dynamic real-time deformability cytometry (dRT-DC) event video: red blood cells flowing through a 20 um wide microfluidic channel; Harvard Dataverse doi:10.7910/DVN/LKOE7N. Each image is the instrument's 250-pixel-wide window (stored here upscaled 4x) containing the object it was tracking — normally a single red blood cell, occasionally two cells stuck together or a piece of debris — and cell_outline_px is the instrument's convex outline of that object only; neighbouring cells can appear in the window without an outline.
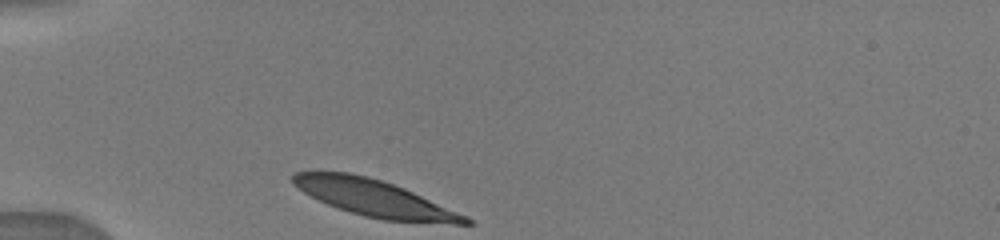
{"species": "human", "species_latin": "Homo sapiens", "temperature_condition": "warm", "stored_images_in_passage": 9, "camera_frame_rate_fps": 3000, "um_per_image_px": 0.085, "donor": {"sex": "male"}, "frame": {"image": 1, "passage_image": 1, "time_ms": 0.0, "image_size_px": [1000, 240], "cell_outline_px": [[476, 224], [456, 224], [384, 220], [364, 216], [328, 204], [304, 192], [292, 184], [292, 176], [296, 172], [348, 172], [368, 176], [404, 188], [468, 216]], "centroid_in_image_um": [31.88, 16.85], "position_along_channel_um": 53.1, "area_um2": 36.36}}
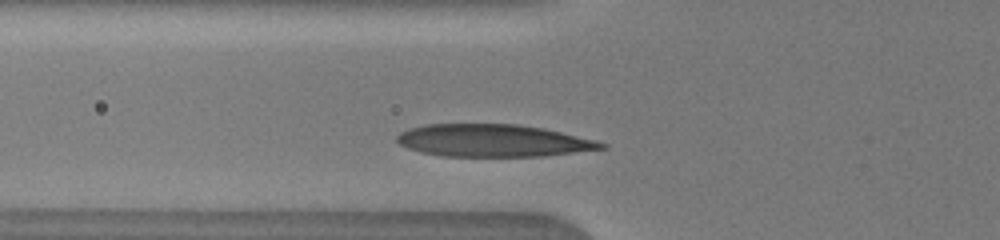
{"frame": {"image": 2, "passage_image": 4, "time_ms": 1.333, "image_size_px": [1000, 240], "cell_outline_px": [[608, 148], [544, 156], [444, 156], [420, 152], [408, 148], [400, 144], [396, 140], [396, 136], [400, 132], [408, 128], [424, 124], [520, 124], [544, 128], [596, 140], [608, 144]], "centroid_in_image_um": [41.92, 11.94], "position_along_channel_um": 83.9, "area_um2": 38.78}}
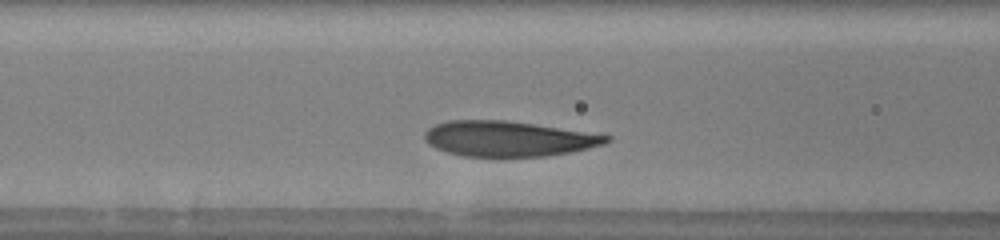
{"frame": {"image": 3, "passage_image": 6, "time_ms": 2.333, "image_size_px": [1000, 240], "cell_outline_px": [[612, 140], [604, 144], [588, 148], [548, 156], [464, 156], [448, 152], [436, 148], [428, 144], [424, 140], [424, 132], [428, 128], [436, 124], [448, 120], [504, 120], [532, 124], [612, 136]], "centroid_in_image_um": [43.16, 11.79], "position_along_channel_um": 123.4, "area_um2": 37.05}}